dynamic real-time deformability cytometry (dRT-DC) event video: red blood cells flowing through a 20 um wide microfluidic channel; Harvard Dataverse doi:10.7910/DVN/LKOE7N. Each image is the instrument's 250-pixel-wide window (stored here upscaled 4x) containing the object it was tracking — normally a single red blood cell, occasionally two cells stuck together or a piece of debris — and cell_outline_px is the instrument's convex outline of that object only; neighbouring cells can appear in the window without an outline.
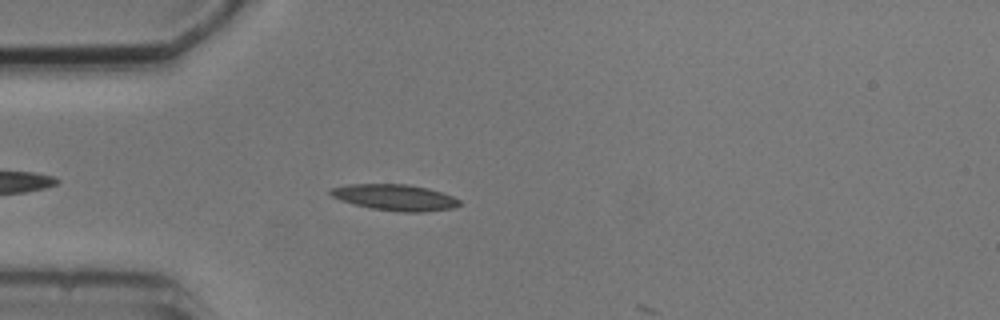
{"species": "common noctule bat (a hibernating species)", "species_latin": "Nyctalus noctula", "temperature_condition": "cold", "stored_images_in_passage": 2, "camera_frame_rate_fps": 3000, "um_per_image_px": 0.085, "animal": {"sex": "male", "body_mass_g": 20.5, "forearm_length_mm": 52.5}, "frame": {"image": 1, "passage_image": 2, "time_ms": 1.333, "image_size_px": [1000, 320], "cell_outline_px": [[460, 204], [452, 208], [424, 212], [404, 212], [372, 208], [340, 200], [332, 196], [328, 192], [328, 188], [348, 184], [408, 184], [428, 188], [452, 196], [460, 200]], "centroid_in_image_um": [33.54, 16.77], "position_along_channel_um": 51.5, "area_um2": 19.54}}